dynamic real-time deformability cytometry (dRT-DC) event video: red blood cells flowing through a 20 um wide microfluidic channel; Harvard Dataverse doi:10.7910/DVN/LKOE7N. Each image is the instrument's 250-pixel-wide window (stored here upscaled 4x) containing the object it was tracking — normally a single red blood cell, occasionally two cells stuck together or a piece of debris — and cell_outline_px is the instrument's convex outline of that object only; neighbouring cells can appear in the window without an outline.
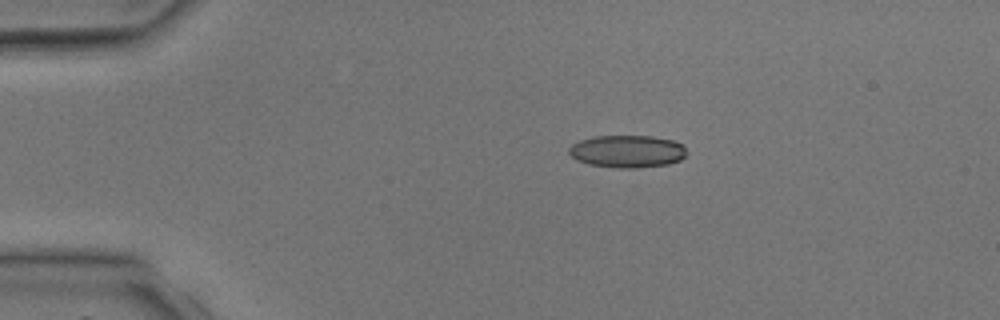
{"species": "common noctule bat (a hibernating species)", "species_latin": "Nyctalus noctula", "temperature_condition": "room temperature", "stored_images_in_passage": 4, "camera_frame_rate_fps": 3000, "um_per_image_px": 0.085, "animal": {"sex": "male", "body_mass_g": 17.9, "forearm_length_mm": 54.2}, "frame": {"image": 1, "passage_image": 3, "time_ms": 2.0, "image_size_px": [1000, 320], "cell_outline_px": [[688, 152], [680, 160], [668, 164], [636, 168], [616, 168], [588, 164], [576, 160], [568, 152], [568, 148], [572, 144], [580, 140], [592, 136], [652, 136], [672, 140], [684, 144]], "centroid_in_image_um": [53.32, 12.86], "position_along_channel_um": 31.7, "area_um2": 22.48}}